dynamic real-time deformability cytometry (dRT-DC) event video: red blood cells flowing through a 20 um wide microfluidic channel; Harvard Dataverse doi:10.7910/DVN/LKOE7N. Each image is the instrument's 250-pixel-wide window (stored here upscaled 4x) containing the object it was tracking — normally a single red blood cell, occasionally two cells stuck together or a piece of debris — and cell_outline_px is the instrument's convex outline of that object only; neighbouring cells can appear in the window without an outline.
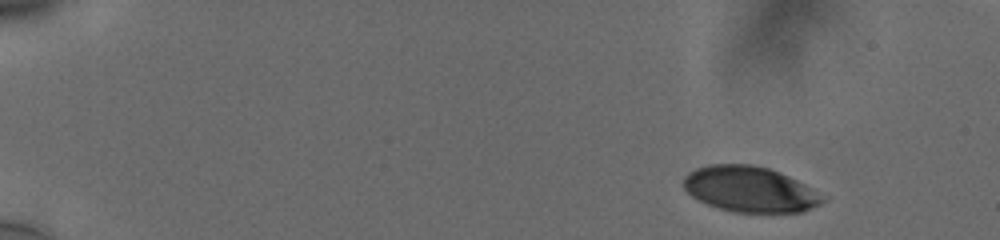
{"species": "human", "species_latin": "Homo sapiens", "temperature_condition": "cold", "stored_images_in_passage": 51, "camera_frame_rate_fps": 3000, "um_per_image_px": 0.085, "donor": {"sex": "male"}, "frame": {"image": 1, "passage_image": 1, "time_ms": 0.0, "image_size_px": [1000, 240], "cell_outline_px": [[824, 200], [820, 204], [804, 212], [732, 212], [708, 204], [692, 196], [684, 188], [684, 176], [688, 172], [696, 168], [708, 164], [752, 164], [768, 168], [788, 176], [812, 188], [824, 196]], "centroid_in_image_um": [63.74, 16.08], "position_along_channel_um": 21.3, "area_um2": 36.82}}
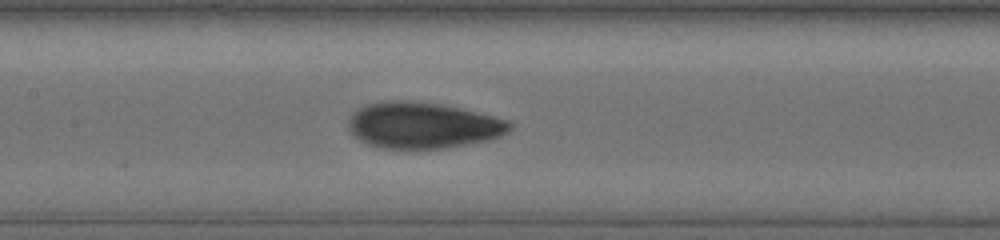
{"frame": {"image": 2, "passage_image": 24, "time_ms": 7.667, "image_size_px": [1000, 240], "cell_outline_px": [[512, 128], [508, 132], [500, 136], [488, 140], [444, 148], [380, 148], [368, 144], [352, 136], [348, 128], [348, 120], [352, 112], [368, 104], [384, 100], [408, 100], [444, 104], [512, 120]], "centroid_in_image_um": [35.94, 10.63], "position_along_channel_um": 171.5, "area_um2": 43.81}}
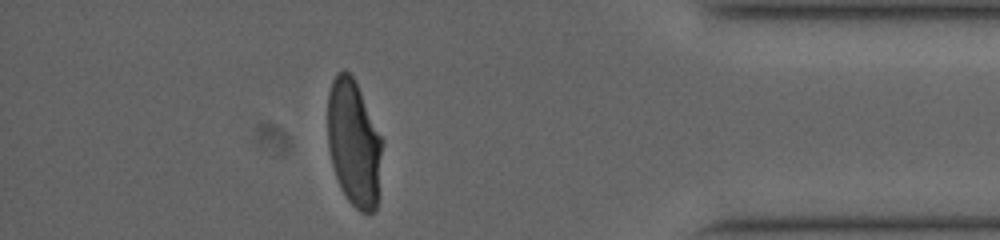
{"frame": {"image": 3, "passage_image": 45, "time_ms": 14.667, "image_size_px": [1000, 240], "cell_outline_px": [[384, 140], [376, 208], [368, 216], [360, 212], [348, 200], [340, 188], [332, 164], [328, 148], [328, 92], [332, 80], [336, 72], [344, 68], [352, 76]], "centroid_in_image_um": [30.09, 12.18], "position_along_channel_um": 405.1, "area_um2": 40.58}, "authors_computed_cell_mechanics": {"area_um2": 41.5582, "velocity_mm_per_s": 3.7591, "shape_relaxation_time_tau1_ms": 5.9734, "shape_relaxation_time_tau2_ms": 0.8003, "deformation_change_tau1": 0.1991, "deformation_change_tau2": 0.046}}